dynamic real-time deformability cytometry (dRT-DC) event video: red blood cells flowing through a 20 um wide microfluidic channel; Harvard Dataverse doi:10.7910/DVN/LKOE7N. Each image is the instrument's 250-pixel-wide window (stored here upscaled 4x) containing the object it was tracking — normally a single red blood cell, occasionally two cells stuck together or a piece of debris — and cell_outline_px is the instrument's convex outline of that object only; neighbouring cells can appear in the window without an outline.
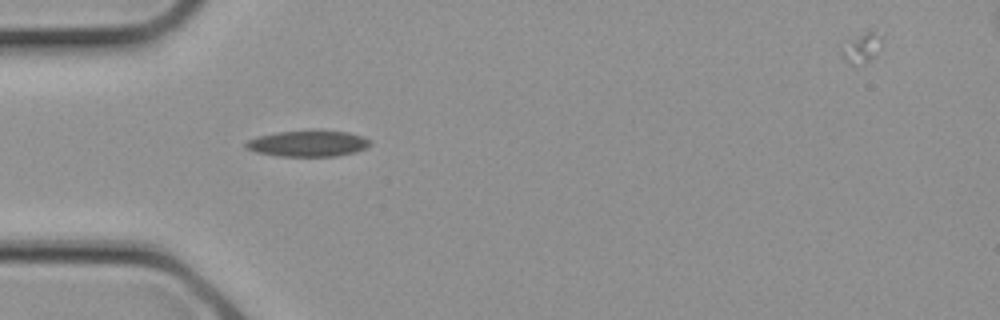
{"species": "common noctule bat (a hibernating species)", "species_latin": "Nyctalus noctula", "temperature_condition": "cold", "stored_images_in_passage": 23, "camera_frame_rate_fps": 3000, "um_per_image_px": 0.085, "animal": {"sex": "female", "body_mass_g": 21.9}, "frame": {"image": 1, "passage_image": 3, "time_ms": 0.667, "image_size_px": [1000, 320], "cell_outline_px": [[372, 144], [356, 152], [336, 156], [280, 156], [256, 152], [244, 148], [244, 144], [248, 140], [256, 136], [276, 132], [348, 132], [364, 136], [372, 140]], "centroid_in_image_um": [26.17, 12.22], "position_along_channel_um": 58.8, "area_um2": 18.61}}
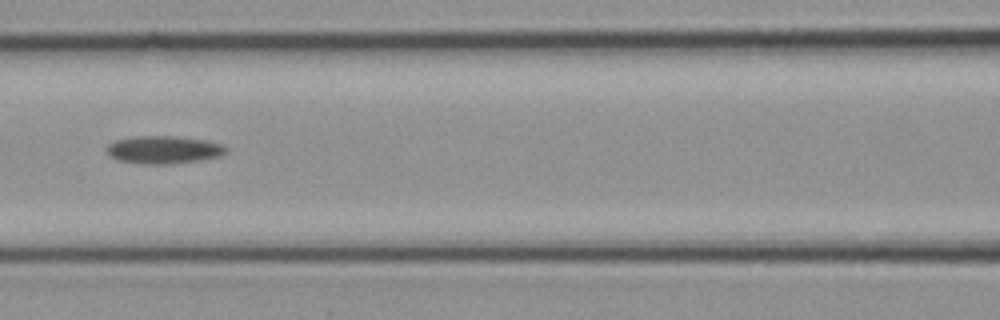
{"frame": {"image": 2, "passage_image": 7, "time_ms": 2.0, "image_size_px": [1000, 320], "cell_outline_px": [[228, 152], [220, 156], [200, 160], [168, 164], [144, 164], [116, 160], [108, 156], [104, 152], [104, 148], [112, 140], [136, 136], [176, 136], [208, 140], [224, 144], [228, 148]], "centroid_in_image_um": [13.88, 12.72], "position_along_channel_um": 152.7, "area_um2": 19.88}}
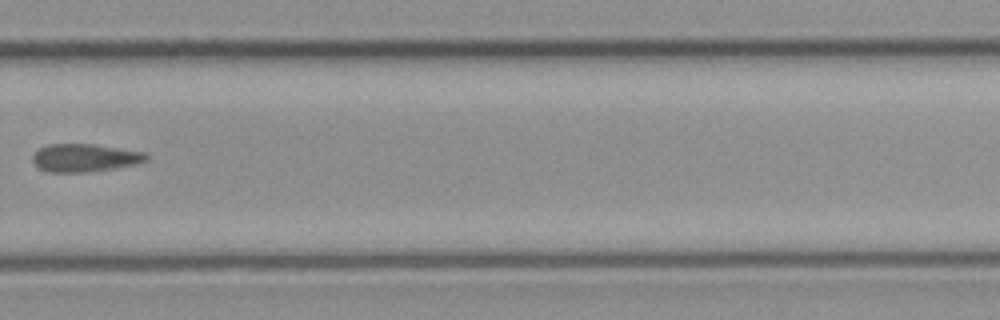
{"frame": {"image": 3, "passage_image": 14, "time_ms": 4.333, "image_size_px": [1000, 320], "cell_outline_px": [[148, 160], [140, 164], [92, 172], [48, 172], [40, 168], [32, 160], [32, 156], [40, 148], [48, 144], [92, 144], [144, 152], [148, 156]], "centroid_in_image_um": [7.25, 13.42], "position_along_channel_um": 322.6, "area_um2": 18.55}}